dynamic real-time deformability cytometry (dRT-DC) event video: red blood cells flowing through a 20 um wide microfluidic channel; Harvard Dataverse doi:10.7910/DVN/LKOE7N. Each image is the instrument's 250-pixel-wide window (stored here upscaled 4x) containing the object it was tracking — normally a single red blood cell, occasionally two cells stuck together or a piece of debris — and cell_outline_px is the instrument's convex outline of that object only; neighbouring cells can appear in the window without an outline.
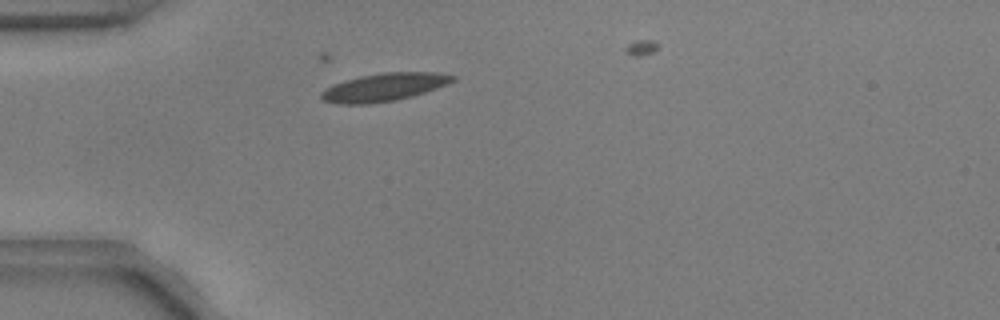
{"species": "common noctule bat (a hibernating species)", "species_latin": "Nyctalus noctula", "temperature_condition": "warm", "stored_images_in_passage": 36, "camera_frame_rate_fps": 3000, "um_per_image_px": 0.085, "animal": {"sex": "male", "body_mass_g": 17.9, "forearm_length_mm": 54.2}, "frame": {"image": 1, "passage_image": 5, "time_ms": 1.333, "image_size_px": [1000, 320], "cell_outline_px": [[456, 80], [436, 88], [412, 96], [396, 100], [368, 104], [336, 104], [324, 100], [320, 96], [320, 92], [324, 88], [360, 76], [384, 72], [440, 72], [456, 76]], "centroid_in_image_um": [32.66, 7.41], "position_along_channel_um": 52.3, "area_um2": 21.33}}
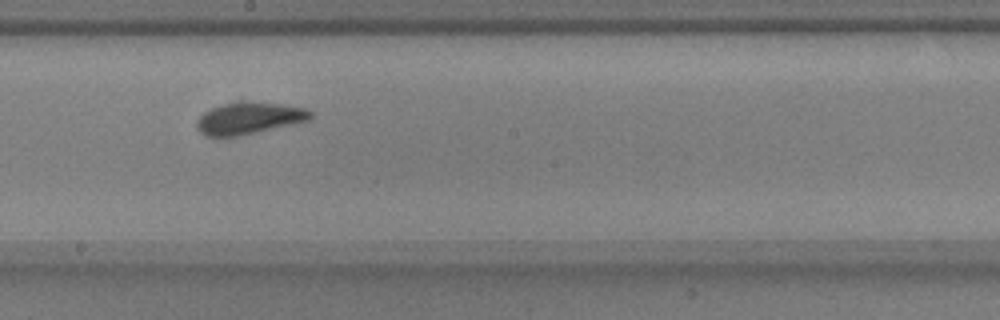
{"frame": {"image": 2, "passage_image": 20, "time_ms": 6.333, "image_size_px": [1000, 320], "cell_outline_px": [[312, 116], [308, 120], [240, 136], [204, 136], [196, 128], [196, 120], [204, 112], [212, 108], [224, 104], [240, 100], [244, 100], [280, 104], [304, 108], [312, 112]], "centroid_in_image_um": [21.12, 10.04], "position_along_channel_um": 227.1, "area_um2": 21.1}}
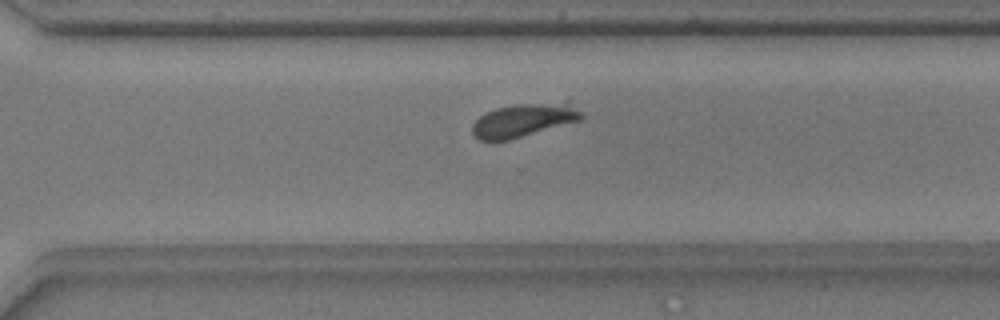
{"frame": {"image": 3, "passage_image": 28, "time_ms": 9.0, "image_size_px": [1000, 320], "cell_outline_px": [[584, 120], [508, 140], [480, 140], [472, 136], [472, 124], [480, 116], [496, 108], [516, 104], [564, 100], [568, 100], [584, 116]], "centroid_in_image_um": [44.59, 10.19], "position_along_channel_um": 326.0, "area_um2": 21.73}}